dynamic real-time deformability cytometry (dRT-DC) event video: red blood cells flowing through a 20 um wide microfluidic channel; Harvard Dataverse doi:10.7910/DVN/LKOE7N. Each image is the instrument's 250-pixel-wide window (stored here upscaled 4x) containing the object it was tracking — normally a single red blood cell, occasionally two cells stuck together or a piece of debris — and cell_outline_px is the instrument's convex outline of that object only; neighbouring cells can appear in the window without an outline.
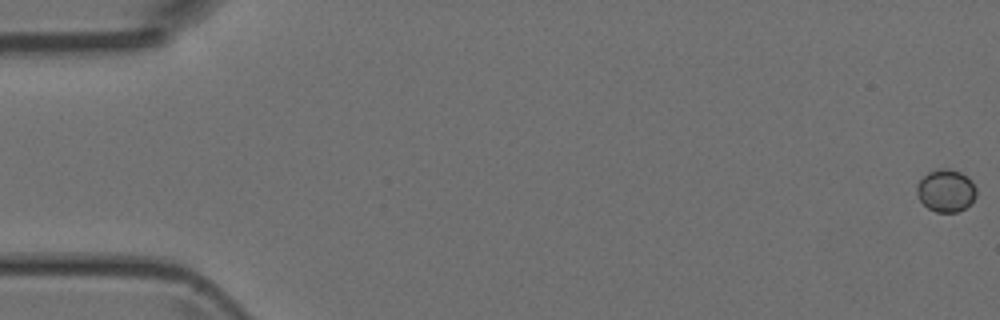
{"species": "Egyptian fruit bat (a non-hibernating species)", "species_latin": "Rousettus aegyptiacus", "temperature_condition": "room temperature", "stored_images_in_passage": 7, "camera_frame_rate_fps": 3000, "um_per_image_px": 0.085, "animal": {"sex": "female"}, "frame": {"image": 1, "passage_image": 1, "time_ms": 0.0, "image_size_px": [1000, 320], "cell_outline_px": [[976, 196], [964, 208], [956, 212], [936, 212], [928, 208], [920, 200], [916, 192], [916, 184], [928, 172], [936, 168], [948, 168], [960, 172], [968, 176], [972, 180], [976, 188]], "centroid_in_image_um": [80.39, 16.18], "position_along_channel_um": 4.6, "area_um2": 14.8}}
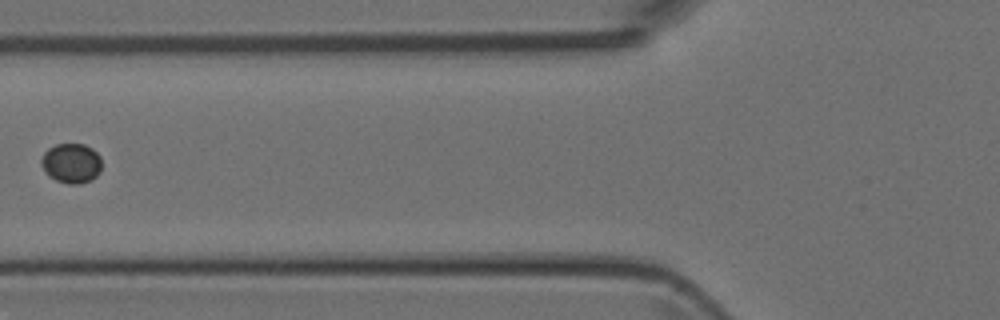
{"frame": {"image": 2, "passage_image": 6, "time_ms": 6.667, "image_size_px": [1000, 320], "cell_outline_px": [[100, 172], [92, 180], [80, 184], [68, 184], [56, 180], [48, 176], [44, 172], [40, 164], [40, 160], [44, 152], [48, 148], [56, 144], [84, 144], [92, 148], [100, 156]], "centroid_in_image_um": [6.04, 13.88], "position_along_channel_um": 119.8, "area_um2": 14.22}}
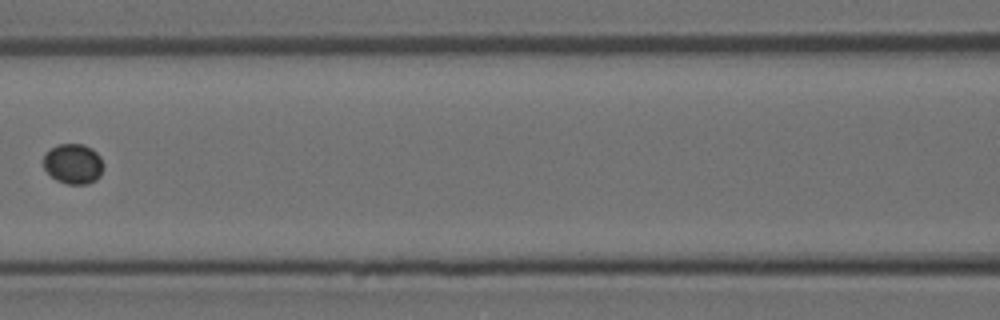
{"frame": {"image": 3, "passage_image": 7, "time_ms": 7.667, "image_size_px": [1000, 320], "cell_outline_px": [[104, 168], [100, 176], [96, 180], [88, 184], [68, 184], [56, 180], [44, 168], [44, 156], [52, 148], [60, 144], [84, 144], [92, 148], [100, 156], [104, 164]], "centroid_in_image_um": [6.27, 13.93], "position_along_channel_um": 160.3, "area_um2": 14.05}}